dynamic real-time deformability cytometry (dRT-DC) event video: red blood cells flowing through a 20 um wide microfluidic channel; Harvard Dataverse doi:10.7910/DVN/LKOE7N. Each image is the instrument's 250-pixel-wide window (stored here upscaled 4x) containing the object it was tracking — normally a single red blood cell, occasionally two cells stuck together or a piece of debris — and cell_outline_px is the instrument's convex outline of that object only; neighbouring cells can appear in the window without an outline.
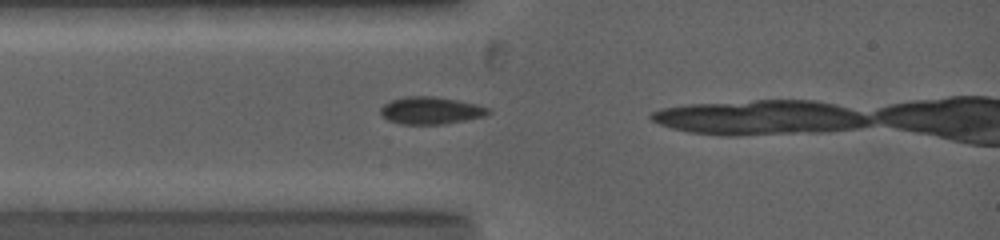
{"species": "common noctule bat (a hibernating species)", "species_latin": "Nyctalus noctula", "temperature_condition": "warm", "stored_images_in_passage": 1, "camera_frame_rate_fps": 5000, "um_per_image_px": 0.085, "animal": {"sex": "female", "body_mass_g": 19.0, "forearm_length_mm": 53.3}, "frame": {"image": 1, "passage_image": 1, "time_ms": 0.0, "image_size_px": [1000, 240], "cell_outline_px": [[492, 112], [484, 116], [464, 120], [440, 124], [404, 124], [388, 120], [380, 112], [380, 108], [384, 104], [392, 100], [404, 96], [432, 96], [456, 100], [476, 104], [488, 108]], "centroid_in_image_um": [36.6, 9.38], "position_along_channel_um": 48.4, "area_um2": 16.88}}